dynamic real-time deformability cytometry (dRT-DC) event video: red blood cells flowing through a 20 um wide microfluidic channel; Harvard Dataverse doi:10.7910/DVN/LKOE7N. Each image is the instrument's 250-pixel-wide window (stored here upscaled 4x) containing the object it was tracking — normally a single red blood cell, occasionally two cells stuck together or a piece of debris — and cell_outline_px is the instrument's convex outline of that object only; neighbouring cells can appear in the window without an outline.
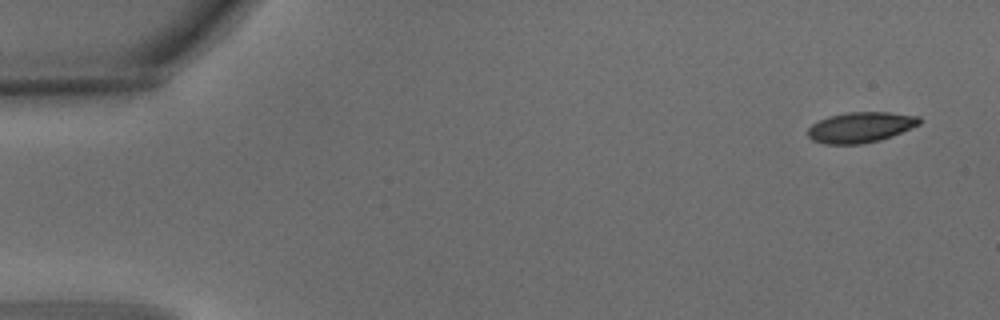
{"species": "common noctule bat (a hibernating species)", "species_latin": "Nyctalus noctula", "temperature_condition": "warm", "stored_images_in_passage": 4, "camera_frame_rate_fps": 3000, "um_per_image_px": 0.085, "animal": {"sex": "male", "body_mass_g": 15.6}, "frame": {"image": 1, "passage_image": 1, "time_ms": 0.0, "image_size_px": [1000, 320], "cell_outline_px": [[920, 124], [892, 136], [880, 140], [860, 144], [824, 144], [812, 140], [808, 136], [808, 128], [812, 124], [828, 116], [848, 112], [888, 112], [920, 116]], "centroid_in_image_um": [73.14, 10.82], "position_along_channel_um": 11.9, "area_um2": 19.83}}